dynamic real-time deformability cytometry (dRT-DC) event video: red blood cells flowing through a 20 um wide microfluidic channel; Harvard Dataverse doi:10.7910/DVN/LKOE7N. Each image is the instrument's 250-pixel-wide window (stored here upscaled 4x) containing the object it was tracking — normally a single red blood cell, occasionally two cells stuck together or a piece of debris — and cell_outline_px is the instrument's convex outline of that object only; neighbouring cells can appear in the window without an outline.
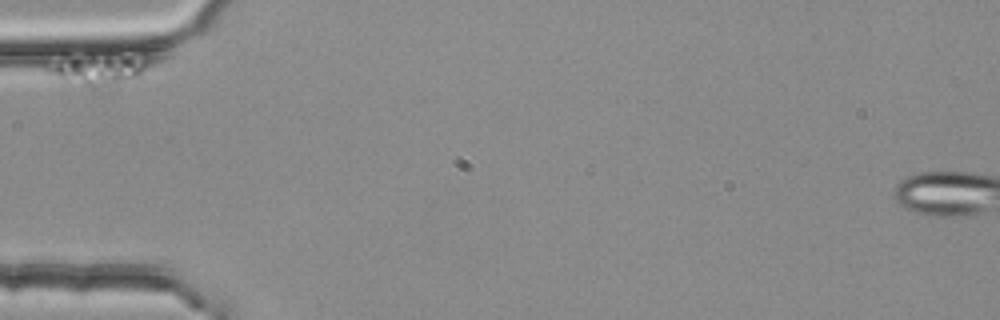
{"species": "common noctule bat (a hibernating species)", "species_latin": "Nyctalus noctula", "temperature_condition": "room temperature", "stored_images_in_passage": 6, "camera_frame_rate_fps": 3000, "um_per_image_px": 0.085, "animal": {"sex": "female", "body_mass_g": 25.1}, "frame": {"image": 1, "passage_image": 1, "time_ms": 0.0, "image_size_px": [1000, 320], "cell_outline_px": [[148, 68], [140, 76], [120, 84], [100, 88], [92, 88], [56, 80], [44, 68], [44, 64], [108, 48], [148, 52]], "centroid_in_image_um": [8.51, 5.77], "position_along_channel_um": 76.5, "area_um2": 21.15}}
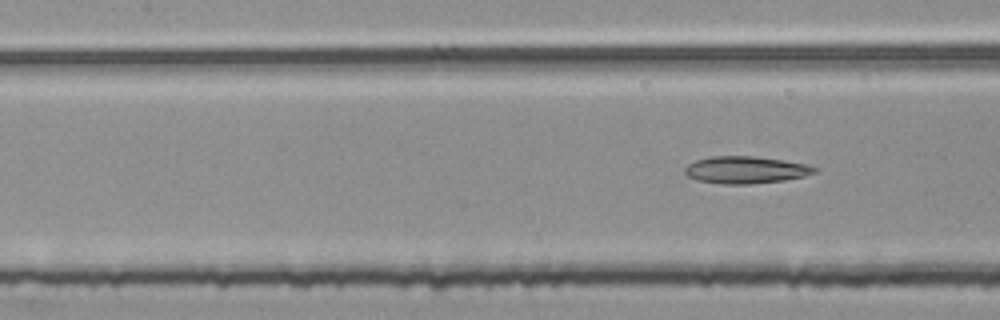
{"frame": {"image": 2, "passage_image": 6, "time_ms": 1.667, "image_size_px": [1000, 320], "cell_outline_px": [[816, 172], [804, 176], [784, 180], [752, 184], [720, 184], [696, 180], [688, 176], [684, 172], [684, 168], [688, 164], [696, 160], [712, 156], [752, 156], [780, 160], [804, 164], [816, 168]], "centroid_in_image_um": [63.32, 14.45], "position_along_channel_um": 144.1, "area_um2": 20.35}}